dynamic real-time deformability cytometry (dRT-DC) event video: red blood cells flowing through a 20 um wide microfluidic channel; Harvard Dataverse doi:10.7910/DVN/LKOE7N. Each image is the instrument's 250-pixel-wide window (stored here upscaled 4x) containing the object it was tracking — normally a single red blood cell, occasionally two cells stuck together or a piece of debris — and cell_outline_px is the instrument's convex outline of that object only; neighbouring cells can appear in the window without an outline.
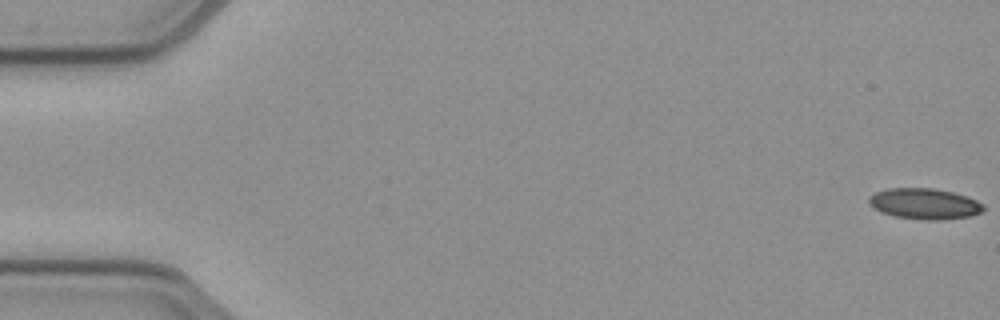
{"species": "common noctule bat (a hibernating species)", "species_latin": "Nyctalus noctula", "temperature_condition": "cold", "stored_images_in_passage": 53, "camera_frame_rate_fps": 3000, "um_per_image_px": 0.085, "animal": {"sex": "female", "body_mass_g": 21.9}, "frame": {"image": 1, "passage_image": 1, "time_ms": 0.0, "image_size_px": [1000, 320], "cell_outline_px": [[984, 208], [980, 212], [972, 216], [940, 220], [928, 220], [896, 216], [880, 212], [868, 204], [868, 196], [876, 192], [888, 188], [932, 188], [952, 192], [976, 200], [984, 204]], "centroid_in_image_um": [78.56, 17.32], "position_along_channel_um": 6.4, "area_um2": 20.52}}
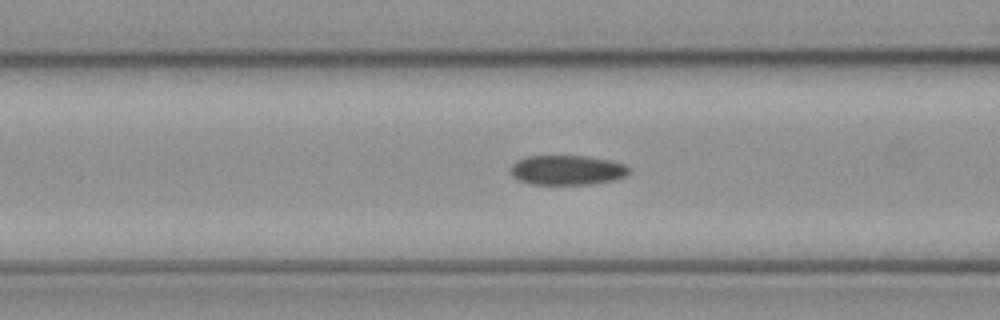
{"frame": {"image": 2, "passage_image": 21, "time_ms": 6.667, "image_size_px": [1000, 320], "cell_outline_px": [[628, 172], [624, 176], [612, 180], [592, 184], [532, 184], [520, 180], [512, 176], [512, 164], [516, 160], [528, 156], [588, 156], [612, 160], [624, 164], [628, 168]], "centroid_in_image_um": [48.2, 14.45], "position_along_channel_um": 118.4, "area_um2": 20.35}}
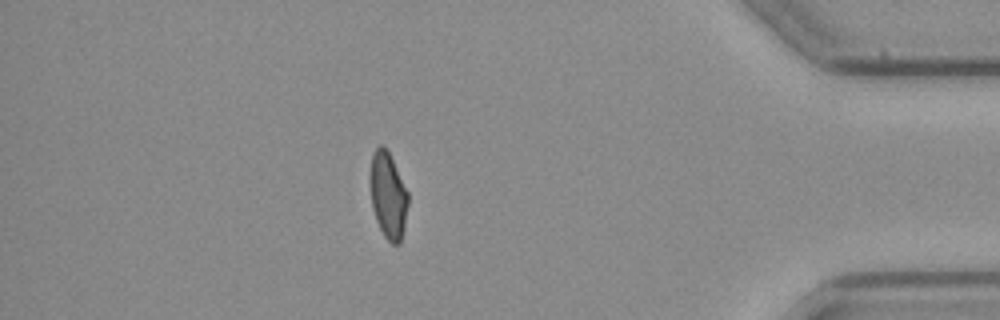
{"frame": {"image": 3, "passage_image": 46, "time_ms": 15.0, "image_size_px": [1000, 320], "cell_outline_px": [[408, 204], [404, 228], [400, 244], [392, 244], [384, 236], [376, 220], [372, 208], [368, 176], [372, 152], [380, 144], [384, 144], [408, 192]], "centroid_in_image_um": [32.95, 16.59], "position_along_channel_um": 402.2, "area_um2": 19.36}, "authors_computed_cell_mechanics": {"area_um2": 20.519, "velocity_mm_per_s": 3.9235, "shape_relaxation_time_tau1_ms": 7.5497, "shape_relaxation_time_tau2_ms": 1.7242, "deformation_change_tau1": 0.1459, "deformation_change_tau2": 0.0636}}